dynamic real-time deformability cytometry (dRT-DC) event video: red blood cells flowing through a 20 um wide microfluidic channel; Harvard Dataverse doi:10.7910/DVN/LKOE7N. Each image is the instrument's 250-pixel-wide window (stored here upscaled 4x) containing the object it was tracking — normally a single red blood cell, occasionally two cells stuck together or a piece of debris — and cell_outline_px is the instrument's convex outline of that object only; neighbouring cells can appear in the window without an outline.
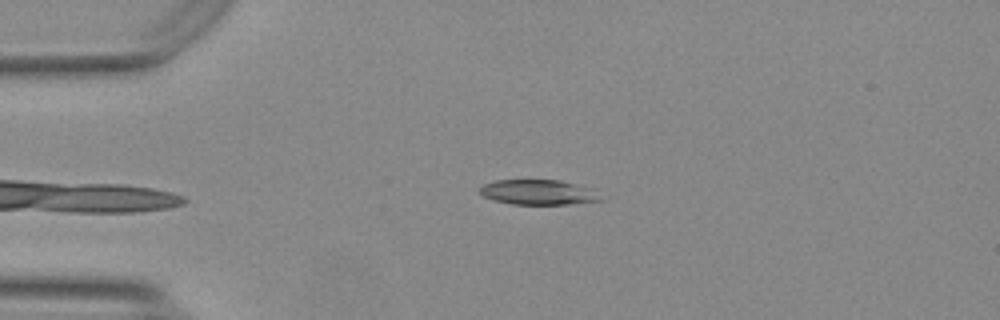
{"species": "Egyptian fruit bat (a non-hibernating species)", "species_latin": "Rousettus aegyptiacus", "temperature_condition": "warm", "stored_images_in_passage": 36, "camera_frame_rate_fps": 3000, "um_per_image_px": 0.085, "animal": {"sex": "female"}, "frame": {"image": 1, "passage_image": 5, "time_ms": 1.333, "image_size_px": [1000, 320], "cell_outline_px": [[604, 200], [568, 204], [512, 204], [496, 200], [484, 196], [480, 192], [480, 188], [484, 184], [496, 180], [560, 180], [584, 188]], "centroid_in_image_um": [45.65, 16.34], "position_along_channel_um": 39.4, "area_um2": 16.88}}
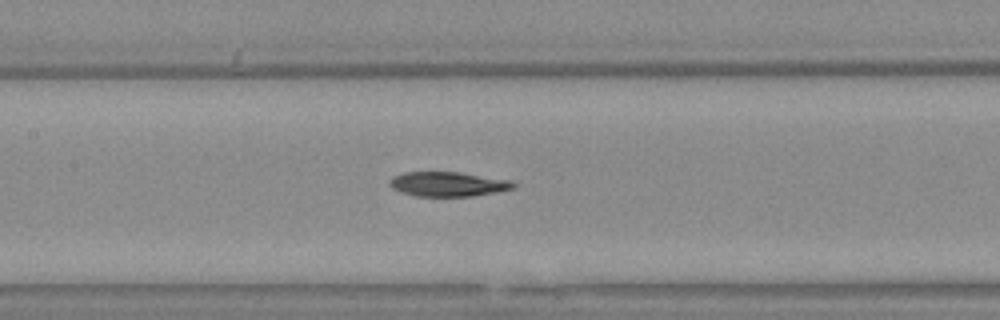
{"frame": {"image": 2, "passage_image": 18, "time_ms": 5.667, "image_size_px": [1000, 320], "cell_outline_px": [[516, 188], [472, 196], [416, 196], [400, 192], [392, 188], [388, 184], [396, 176], [404, 172], [460, 172], [512, 180], [516, 184]], "centroid_in_image_um": [38.12, 15.65], "position_along_channel_um": 169.3, "area_um2": 17.69}}
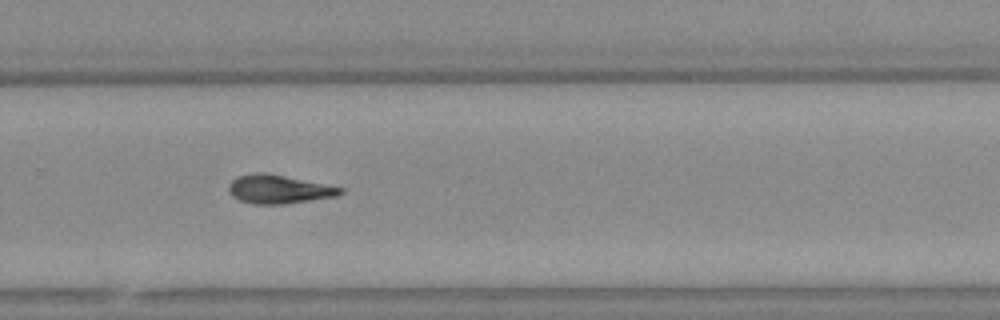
{"frame": {"image": 3, "passage_image": 29, "time_ms": 9.333, "image_size_px": [1000, 320], "cell_outline_px": [[344, 192], [336, 196], [284, 204], [252, 204], [240, 200], [232, 196], [228, 192], [228, 188], [232, 180], [240, 176], [260, 172], [264, 172], [344, 188]], "centroid_in_image_um": [23.68, 16.1], "position_along_channel_um": 306.1, "area_um2": 18.32}}